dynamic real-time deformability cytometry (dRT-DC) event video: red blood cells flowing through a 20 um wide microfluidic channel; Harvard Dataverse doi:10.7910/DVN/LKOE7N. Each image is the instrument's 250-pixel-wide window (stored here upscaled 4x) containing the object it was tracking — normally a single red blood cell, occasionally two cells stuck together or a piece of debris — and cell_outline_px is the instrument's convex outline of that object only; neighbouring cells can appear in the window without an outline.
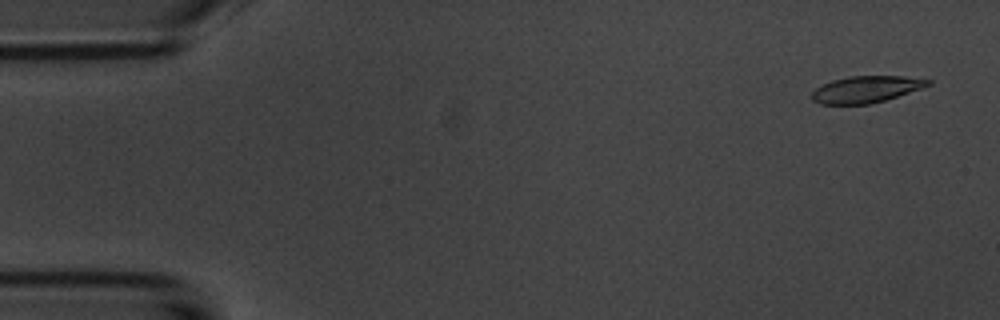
{"species": "common noctule bat (a hibernating species)", "species_latin": "Nyctalus noctula", "temperature_condition": "room temperature", "stored_images_in_passage": 53, "camera_frame_rate_fps": 3000, "um_per_image_px": 0.085, "animal": {"sex": "male", "body_mass_g": 20.1, "forearm_length_mm": 53.5}, "frame": {"image": 1, "passage_image": 3, "time_ms": 0.667, "image_size_px": [1000, 320], "cell_outline_px": [[932, 84], [884, 100], [868, 104], [820, 104], [812, 100], [812, 92], [816, 88], [832, 80], [848, 76], [904, 76], [932, 80]], "centroid_in_image_um": [73.59, 7.58], "position_along_channel_um": 11.4, "area_um2": 17.8}}
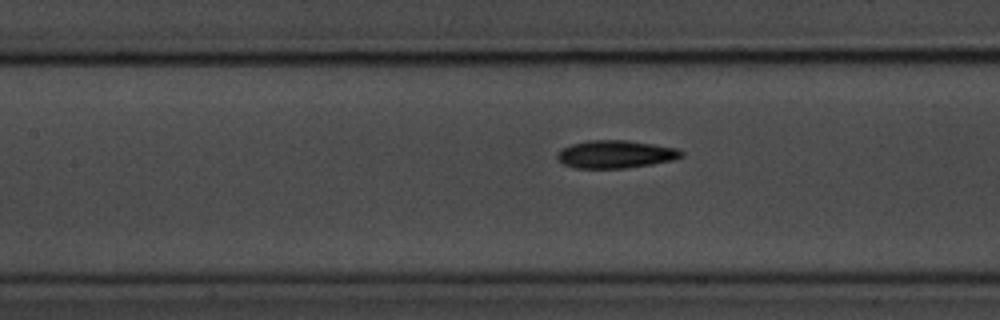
{"frame": {"image": 2, "passage_image": 24, "time_ms": 7.667, "image_size_px": [1000, 320], "cell_outline_px": [[684, 156], [676, 160], [652, 164], [624, 168], [576, 168], [564, 164], [556, 160], [556, 156], [560, 148], [572, 144], [588, 140], [628, 140], [680, 148], [684, 152]], "centroid_in_image_um": [52.35, 13.1], "position_along_channel_um": 155.0, "area_um2": 20.46}}
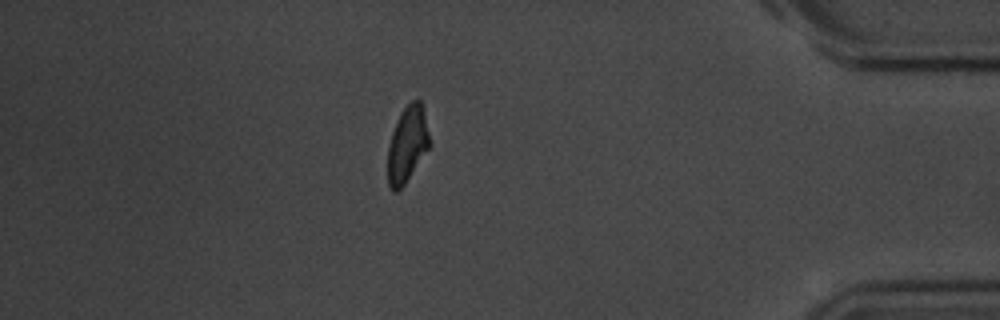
{"frame": {"image": 3, "passage_image": 47, "time_ms": 15.333, "image_size_px": [1000, 320], "cell_outline_px": [[432, 144], [404, 184], [396, 192], [392, 192], [388, 184], [388, 144], [396, 120], [400, 112], [412, 100], [420, 100], [424, 112]], "centroid_in_image_um": [34.62, 12.26], "position_along_channel_um": 400.6, "area_um2": 18.61}, "authors_computed_cell_mechanics": {"area_um2": 19.5942, "velocity_mm_per_s": 3.7347, "shape_relaxation_time_tau1_ms": 3.0362, "shape_relaxation_time_tau2_ms": 5.3053, "deformation_change_tau1": 0.1305, "deformation_change_tau2": 0.1269}}